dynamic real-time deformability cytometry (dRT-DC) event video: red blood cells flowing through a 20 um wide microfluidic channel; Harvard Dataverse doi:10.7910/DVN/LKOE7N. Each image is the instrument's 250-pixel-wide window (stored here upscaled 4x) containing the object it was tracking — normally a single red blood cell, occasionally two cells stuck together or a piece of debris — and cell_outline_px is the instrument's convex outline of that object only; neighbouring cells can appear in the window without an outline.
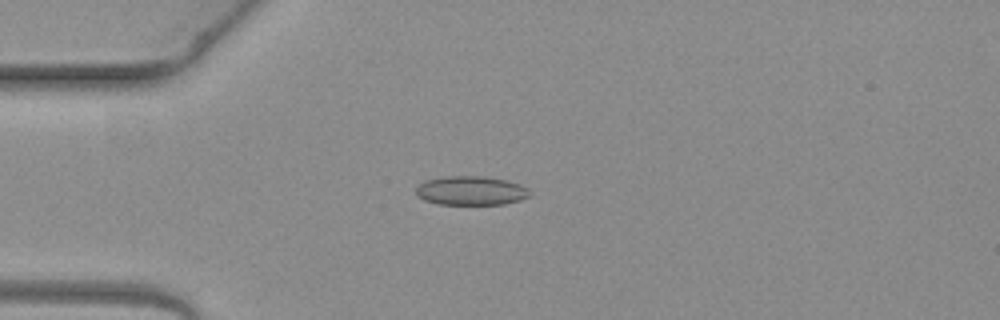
{"species": "common noctule bat (a hibernating species)", "species_latin": "Nyctalus noctula", "temperature_condition": "warm", "stored_images_in_passage": 4, "camera_frame_rate_fps": 3000, "um_per_image_px": 0.085, "animal": {"sex": "female", "body_mass_g": 19.3, "forearm_length_mm": 54.1}, "frame": {"image": 1, "passage_image": 3, "time_ms": 0.667, "image_size_px": [1000, 320], "cell_outline_px": [[532, 192], [528, 196], [520, 200], [504, 204], [436, 204], [424, 200], [416, 196], [416, 188], [424, 180], [448, 176], [484, 176], [504, 180], [520, 184], [528, 188]], "centroid_in_image_um": [40.02, 16.21], "position_along_channel_um": 45.0, "area_um2": 19.31}}